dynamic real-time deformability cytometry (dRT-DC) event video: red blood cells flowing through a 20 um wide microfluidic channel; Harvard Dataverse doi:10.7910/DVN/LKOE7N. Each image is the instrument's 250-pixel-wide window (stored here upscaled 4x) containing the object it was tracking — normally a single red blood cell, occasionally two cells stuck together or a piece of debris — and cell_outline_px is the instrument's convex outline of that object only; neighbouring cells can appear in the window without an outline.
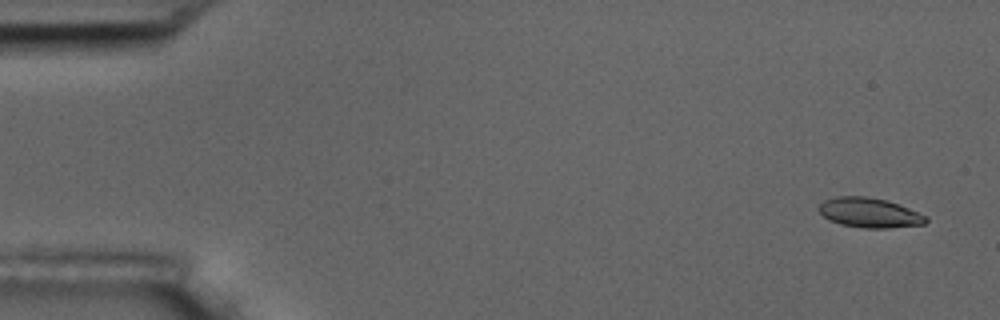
{"species": "common noctule bat (a hibernating species)", "species_latin": "Nyctalus noctula", "temperature_condition": "room temperature", "stored_images_in_passage": 5, "camera_frame_rate_fps": 3000, "um_per_image_px": 0.085, "animal": {"sex": "male", "body_mass_g": 17.5, "forearm_length_mm": 52.3}, "frame": {"image": 1, "passage_image": 1, "time_ms": 0.0, "image_size_px": [1000, 320], "cell_outline_px": [[928, 220], [924, 224], [888, 228], [864, 228], [840, 224], [828, 220], [816, 208], [824, 200], [836, 196], [868, 196], [884, 200], [908, 208], [928, 216]], "centroid_in_image_um": [73.87, 18.08], "position_along_channel_um": 11.1, "area_um2": 18.55}}
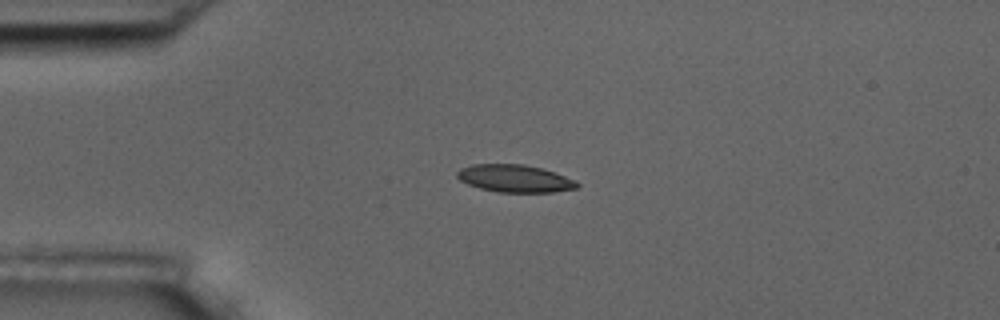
{"frame": {"image": 2, "passage_image": 4, "time_ms": 3.667, "image_size_px": [1000, 320], "cell_outline_px": [[580, 184], [576, 188], [552, 192], [496, 192], [480, 188], [468, 184], [460, 180], [456, 176], [456, 172], [460, 168], [472, 164], [524, 164], [556, 172], [576, 180]], "centroid_in_image_um": [43.75, 15.16], "position_along_channel_um": 41.2, "area_um2": 19.31}}